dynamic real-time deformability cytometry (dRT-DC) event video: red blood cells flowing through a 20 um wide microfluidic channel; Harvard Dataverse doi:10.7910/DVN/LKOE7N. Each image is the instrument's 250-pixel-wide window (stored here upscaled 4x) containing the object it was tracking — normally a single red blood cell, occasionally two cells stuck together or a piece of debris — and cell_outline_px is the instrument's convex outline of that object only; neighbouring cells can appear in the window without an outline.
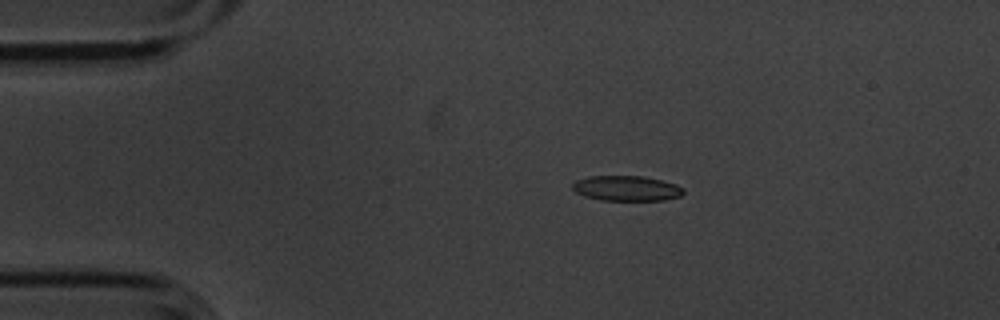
{"species": "common noctule bat (a hibernating species)", "species_latin": "Nyctalus noctula", "temperature_condition": "cold", "stored_images_in_passage": 4, "camera_frame_rate_fps": 3000, "um_per_image_px": 0.085, "animal": {"sex": "male", "body_mass_g": 20.1, "forearm_length_mm": 53.5}, "frame": {"image": 1, "passage_image": 2, "time_ms": 0.333, "image_size_px": [1000, 320], "cell_outline_px": [[684, 192], [680, 196], [664, 200], [600, 200], [584, 196], [576, 192], [572, 188], [572, 184], [576, 180], [588, 176], [644, 176], [676, 184], [684, 188]], "centroid_in_image_um": [53.25, 16.0], "position_along_channel_um": 31.8, "area_um2": 16.3}}
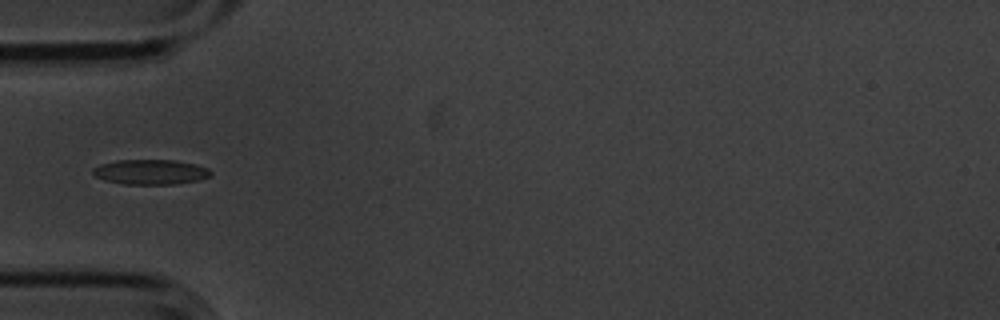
{"frame": {"image": 2, "passage_image": 4, "time_ms": 1.0, "image_size_px": [1000, 320], "cell_outline_px": [[212, 172], [208, 176], [200, 180], [176, 184], [124, 184], [104, 180], [96, 176], [92, 172], [92, 168], [100, 164], [116, 160], [176, 160], [196, 164], [208, 168]], "centroid_in_image_um": [12.79, 14.61], "position_along_channel_um": 72.2, "area_um2": 17.22}}